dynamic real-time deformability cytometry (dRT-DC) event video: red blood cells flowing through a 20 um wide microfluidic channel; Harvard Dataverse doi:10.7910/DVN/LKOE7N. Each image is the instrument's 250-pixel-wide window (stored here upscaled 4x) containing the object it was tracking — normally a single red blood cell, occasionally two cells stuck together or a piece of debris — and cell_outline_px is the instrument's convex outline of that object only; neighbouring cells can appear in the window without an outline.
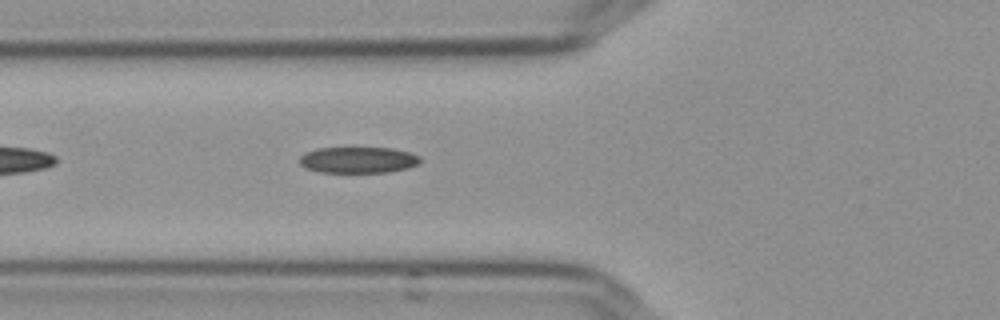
{"species": "Egyptian fruit bat (a non-hibernating species)", "species_latin": "Rousettus aegyptiacus", "temperature_condition": "cold", "stored_images_in_passage": 42, "segment_of_instrument_passage": [1, 2], "camera_frame_rate_fps": 3000, "um_per_image_px": 0.085, "frame": {"image": 1, "passage_image": 6, "time_ms": 1.667, "image_size_px": [1000, 320], "cell_outline_px": [[420, 164], [408, 168], [388, 172], [320, 172], [304, 168], [300, 164], [300, 156], [316, 148], [392, 148], [408, 152], [420, 156]], "centroid_in_image_um": [30.45, 13.6], "position_along_channel_um": 95.3, "area_um2": 18.38}}
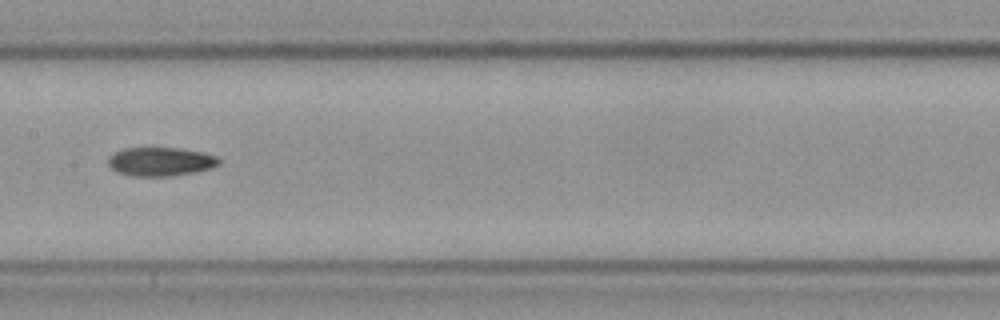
{"frame": {"image": 2, "passage_image": 14, "time_ms": 4.333, "image_size_px": [1000, 320], "cell_outline_px": [[220, 164], [212, 168], [196, 172], [172, 176], [132, 176], [116, 172], [108, 164], [108, 156], [124, 148], [180, 148], [204, 152], [216, 156], [220, 160]], "centroid_in_image_um": [13.67, 13.74], "position_along_channel_um": 193.7, "area_um2": 18.73}}
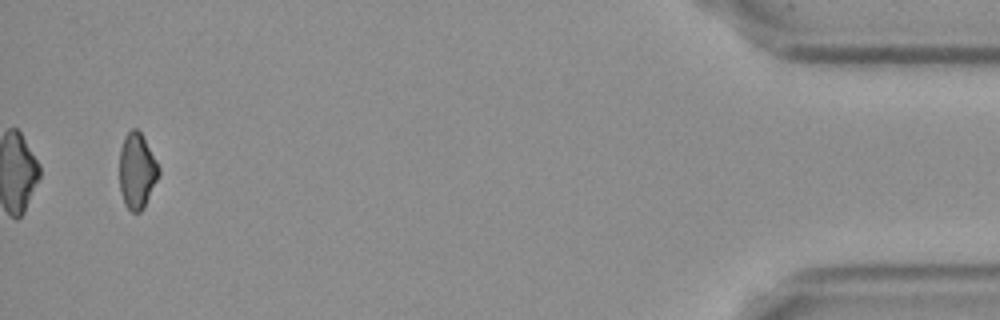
{"frame": {"image": 3, "passage_image": 39, "time_ms": 12.667, "image_size_px": [1000, 320], "cell_outline_px": [[160, 172], [144, 208], [140, 212], [132, 212], [124, 204], [120, 192], [120, 148], [124, 136], [132, 128], [136, 128], [140, 132], [160, 168]], "centroid_in_image_um": [11.62, 14.54], "position_along_channel_um": 423.6, "area_um2": 17.17}}